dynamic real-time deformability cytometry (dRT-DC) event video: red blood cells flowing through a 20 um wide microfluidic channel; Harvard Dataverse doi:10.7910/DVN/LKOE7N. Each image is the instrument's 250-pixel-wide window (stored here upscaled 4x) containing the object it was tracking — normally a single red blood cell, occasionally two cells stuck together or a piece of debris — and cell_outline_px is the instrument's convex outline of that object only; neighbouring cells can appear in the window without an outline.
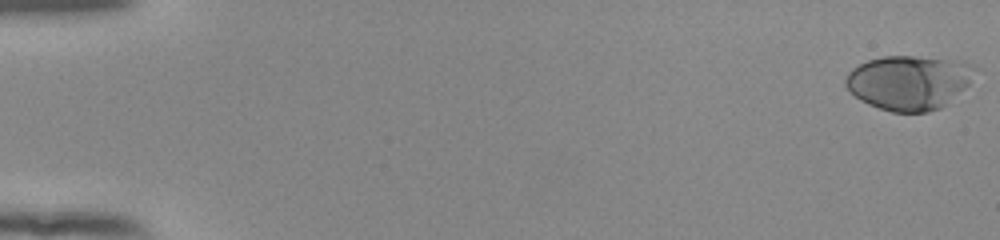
{"species": "human", "species_latin": "Homo sapiens", "temperature_condition": "room temperature", "stored_images_in_passage": 54, "camera_frame_rate_fps": 3000, "um_per_image_px": 0.085, "donor": {"sex": "female"}, "frame": {"image": 1, "passage_image": 1, "time_ms": 0.0, "image_size_px": [1000, 240], "cell_outline_px": [[976, 68], [968, 84], [964, 88], [940, 108], [928, 112], [892, 112], [868, 104], [860, 100], [844, 84], [844, 80], [848, 72], [852, 68], [868, 60], [884, 56], [912, 56], [964, 60]], "centroid_in_image_um": [77.24, 6.99], "position_along_channel_um": 7.8, "area_um2": 40.81}}
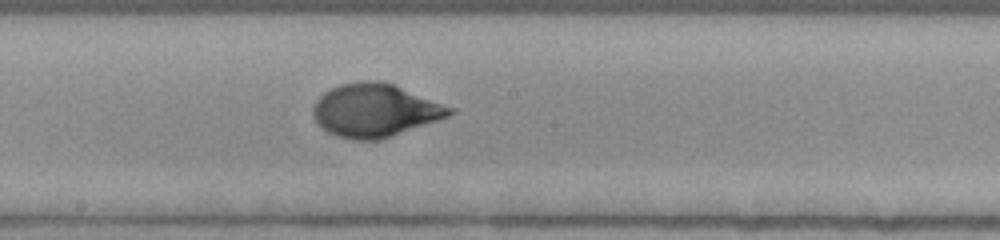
{"frame": {"image": 2, "passage_image": 31, "time_ms": 10.0, "image_size_px": [1000, 240], "cell_outline_px": [[456, 112], [448, 116], [380, 140], [356, 140], [336, 136], [328, 132], [312, 116], [312, 108], [316, 100], [324, 92], [340, 84], [360, 80], [384, 80], [456, 108]], "centroid_in_image_um": [31.89, 9.36], "position_along_channel_um": 216.3, "area_um2": 42.43}}
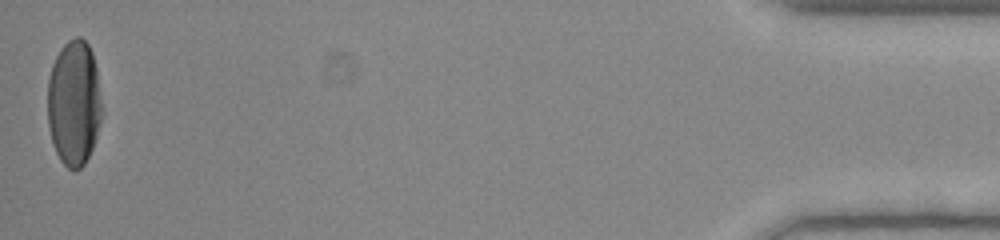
{"frame": {"image": 3, "passage_image": 54, "time_ms": 17.667, "image_size_px": [1000, 240], "cell_outline_px": [[100, 120], [96, 136], [92, 148], [84, 164], [76, 172], [68, 168], [60, 160], [52, 144], [48, 124], [48, 80], [52, 64], [60, 48], [68, 40], [76, 36], [80, 36], [88, 44], [92, 52], [96, 68], [100, 100]], "centroid_in_image_um": [6.26, 8.75], "position_along_channel_um": 428.9, "area_um2": 39.54}, "authors_computed_cell_mechanics": {"area_um2": 40.1421, "velocity_mm_per_s": 3.8848, "shape_relaxation_time_tau1_ms": 3.7534, "shape_relaxation_time_tau2_ms": null, "deformation_change_tau1": 0.186, "deformation_change_tau2": null}}